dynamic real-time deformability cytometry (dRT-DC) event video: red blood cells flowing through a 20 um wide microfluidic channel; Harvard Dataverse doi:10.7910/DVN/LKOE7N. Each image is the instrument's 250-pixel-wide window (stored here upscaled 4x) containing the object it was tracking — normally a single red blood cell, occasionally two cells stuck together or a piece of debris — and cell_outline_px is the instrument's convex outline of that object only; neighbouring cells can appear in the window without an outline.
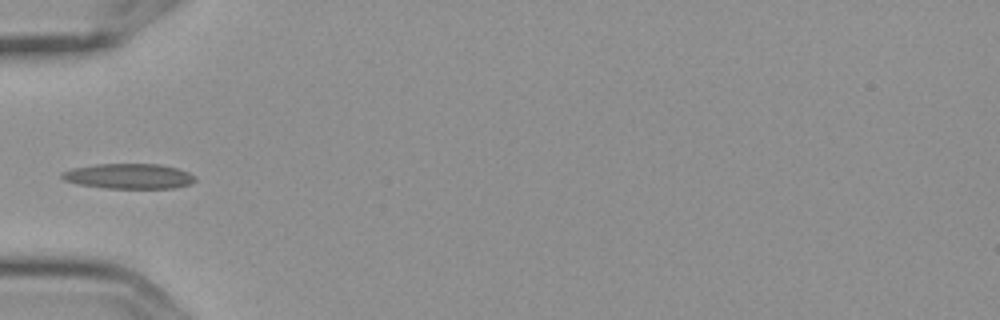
{"species": "Egyptian fruit bat (a non-hibernating species)", "species_latin": "Rousettus aegyptiacus", "temperature_condition": "cold", "stored_images_in_passage": 5, "camera_frame_rate_fps": 3000, "um_per_image_px": 0.085, "frame": {"image": 1, "passage_image": 5, "time_ms": 1.333, "image_size_px": [1000, 320], "cell_outline_px": [[196, 180], [192, 184], [172, 188], [104, 188], [76, 184], [64, 180], [60, 176], [60, 172], [72, 168], [96, 164], [160, 164], [176, 168], [188, 172], [196, 176]], "centroid_in_image_um": [10.93, 14.98], "position_along_channel_um": 74.1, "area_um2": 19.71}}